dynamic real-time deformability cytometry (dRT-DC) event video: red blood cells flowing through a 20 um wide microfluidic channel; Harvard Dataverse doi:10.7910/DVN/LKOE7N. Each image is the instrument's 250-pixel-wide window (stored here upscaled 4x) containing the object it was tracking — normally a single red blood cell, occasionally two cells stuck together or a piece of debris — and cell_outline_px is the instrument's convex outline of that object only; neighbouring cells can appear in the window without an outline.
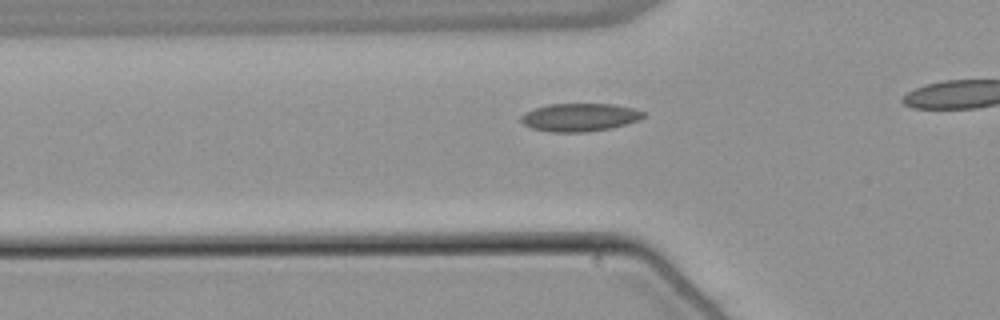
{"species": "common noctule bat (a hibernating species)", "species_latin": "Nyctalus noctula", "temperature_condition": "warm", "stored_images_in_passage": 39, "camera_frame_rate_fps": 3000, "um_per_image_px": 0.085, "animal": {"sex": "male", "body_mass_g": 21.5, "forearm_length_mm": 52.0}, "frame": {"image": 1, "passage_image": 14, "time_ms": 4.333, "image_size_px": [1000, 320], "cell_outline_px": [[648, 112], [640, 120], [612, 128], [588, 132], [548, 132], [532, 128], [524, 124], [520, 120], [520, 116], [524, 112], [548, 104], [612, 104], [632, 108]], "centroid_in_image_um": [49.29, 9.97], "position_along_channel_um": 76.5, "area_um2": 20.17}}
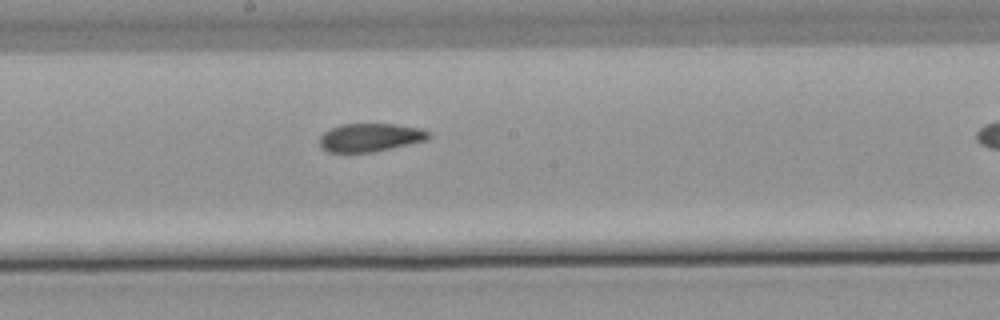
{"frame": {"image": 2, "passage_image": 25, "time_ms": 8.0, "image_size_px": [1000, 320], "cell_outline_px": [[432, 136], [428, 140], [372, 152], [328, 152], [320, 148], [320, 136], [324, 132], [340, 124], [396, 124], [420, 128], [428, 132]], "centroid_in_image_um": [31.47, 11.68], "position_along_channel_um": 216.7, "area_um2": 17.98}}
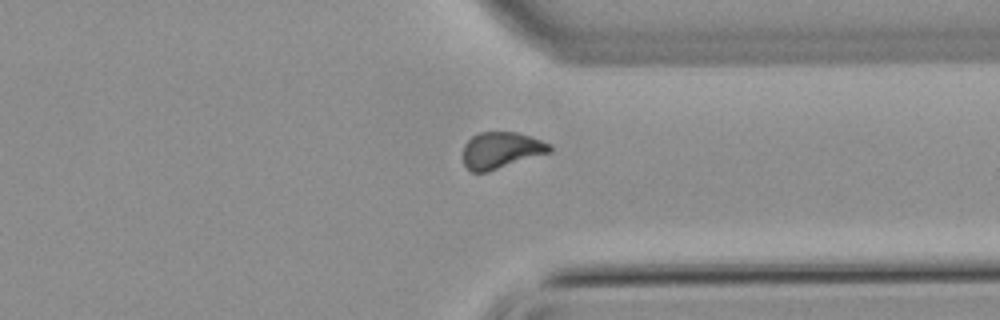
{"frame": {"image": 3, "passage_image": 37, "time_ms": 12.0, "image_size_px": [1000, 320], "cell_outline_px": [[552, 152], [488, 172], [472, 172], [464, 164], [464, 144], [472, 136], [480, 132], [516, 132], [552, 144]], "centroid_in_image_um": [42.62, 12.78], "position_along_channel_um": 368.8, "area_um2": 18.44}}